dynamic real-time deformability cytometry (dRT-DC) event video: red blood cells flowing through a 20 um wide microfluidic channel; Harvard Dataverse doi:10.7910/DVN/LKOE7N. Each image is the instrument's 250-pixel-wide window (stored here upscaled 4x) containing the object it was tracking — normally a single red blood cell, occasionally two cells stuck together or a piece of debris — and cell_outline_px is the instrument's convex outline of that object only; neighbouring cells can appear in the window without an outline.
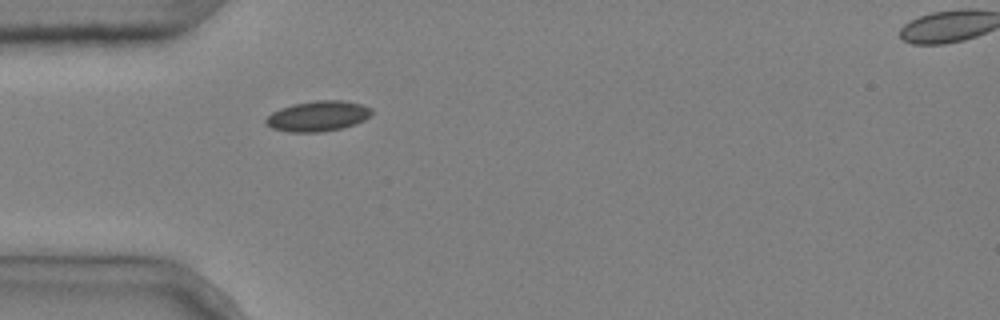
{"species": "common noctule bat (a hibernating species)", "species_latin": "Nyctalus noctula", "temperature_condition": "cold", "stored_images_in_passage": 2, "segment_of_instrument_passage": [1, 2], "camera_frame_rate_fps": 3000, "um_per_image_px": 0.085, "animal": {"sex": "male", "body_mass_g": 20.4}, "frame": {"image": 1, "passage_image": 1, "time_ms": 0.0, "image_size_px": [1000, 320], "cell_outline_px": [[372, 112], [364, 120], [356, 124], [340, 128], [320, 132], [288, 132], [272, 128], [264, 124], [264, 120], [272, 112], [280, 108], [292, 104], [316, 100], [344, 100], [360, 104], [372, 108]], "centroid_in_image_um": [26.99, 9.86], "position_along_channel_um": 58.0, "area_um2": 18.79}}